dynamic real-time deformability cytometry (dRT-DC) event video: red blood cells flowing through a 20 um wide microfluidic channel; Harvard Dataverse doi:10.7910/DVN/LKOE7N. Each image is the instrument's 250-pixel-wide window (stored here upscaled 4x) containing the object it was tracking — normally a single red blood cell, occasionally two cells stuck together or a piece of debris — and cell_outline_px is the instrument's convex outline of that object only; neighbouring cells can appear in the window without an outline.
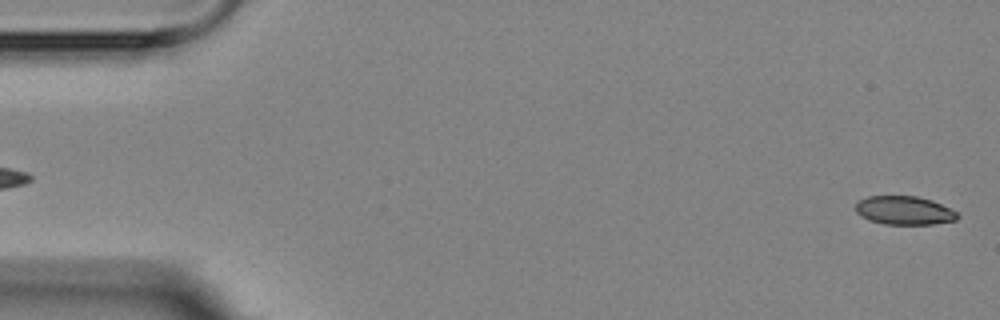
{"species": "Egyptian fruit bat (a non-hibernating species)", "species_latin": "Rousettus aegyptiacus", "temperature_condition": "room temperature", "stored_images_in_passage": 5, "camera_frame_rate_fps": 3000, "um_per_image_px": 0.085, "animal": {"sex": "female"}, "frame": {"image": 1, "passage_image": 5, "time_ms": 4.333, "image_size_px": [1000, 320], "cell_outline_px": [[960, 216], [956, 220], [932, 224], [884, 224], [868, 220], [860, 216], [856, 212], [856, 204], [860, 200], [868, 196], [916, 196], [932, 200], [956, 212]], "centroid_in_image_um": [76.84, 17.89], "position_along_channel_um": 8.2, "area_um2": 16.88}}